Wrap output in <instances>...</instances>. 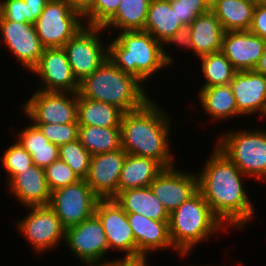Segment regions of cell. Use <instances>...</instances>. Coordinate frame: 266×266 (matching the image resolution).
Returning a JSON list of instances; mask_svg holds the SVG:
<instances>
[{"label": "cell", "mask_w": 266, "mask_h": 266, "mask_svg": "<svg viewBox=\"0 0 266 266\" xmlns=\"http://www.w3.org/2000/svg\"><path fill=\"white\" fill-rule=\"evenodd\" d=\"M65 243L64 246L80 262L105 261L108 258L106 234L95 215L80 224L66 228Z\"/></svg>", "instance_id": "obj_14"}, {"label": "cell", "mask_w": 266, "mask_h": 266, "mask_svg": "<svg viewBox=\"0 0 266 266\" xmlns=\"http://www.w3.org/2000/svg\"><path fill=\"white\" fill-rule=\"evenodd\" d=\"M192 55L197 59L222 49L224 30L216 15L211 11L198 15L190 24Z\"/></svg>", "instance_id": "obj_23"}, {"label": "cell", "mask_w": 266, "mask_h": 266, "mask_svg": "<svg viewBox=\"0 0 266 266\" xmlns=\"http://www.w3.org/2000/svg\"><path fill=\"white\" fill-rule=\"evenodd\" d=\"M0 42L28 73L36 67L44 50L34 24L26 22L0 20Z\"/></svg>", "instance_id": "obj_12"}, {"label": "cell", "mask_w": 266, "mask_h": 266, "mask_svg": "<svg viewBox=\"0 0 266 266\" xmlns=\"http://www.w3.org/2000/svg\"><path fill=\"white\" fill-rule=\"evenodd\" d=\"M124 112L118 107L81 97L77 93V121L79 125L120 127Z\"/></svg>", "instance_id": "obj_29"}, {"label": "cell", "mask_w": 266, "mask_h": 266, "mask_svg": "<svg viewBox=\"0 0 266 266\" xmlns=\"http://www.w3.org/2000/svg\"><path fill=\"white\" fill-rule=\"evenodd\" d=\"M0 20L29 23L28 4L24 0H0Z\"/></svg>", "instance_id": "obj_40"}, {"label": "cell", "mask_w": 266, "mask_h": 266, "mask_svg": "<svg viewBox=\"0 0 266 266\" xmlns=\"http://www.w3.org/2000/svg\"><path fill=\"white\" fill-rule=\"evenodd\" d=\"M20 106L32 123L66 124L77 121V93L34 90Z\"/></svg>", "instance_id": "obj_10"}, {"label": "cell", "mask_w": 266, "mask_h": 266, "mask_svg": "<svg viewBox=\"0 0 266 266\" xmlns=\"http://www.w3.org/2000/svg\"><path fill=\"white\" fill-rule=\"evenodd\" d=\"M24 217L15 222L20 236L25 237L35 254L53 251L65 242L66 228L49 206L25 207ZM62 242V243H61Z\"/></svg>", "instance_id": "obj_8"}, {"label": "cell", "mask_w": 266, "mask_h": 266, "mask_svg": "<svg viewBox=\"0 0 266 266\" xmlns=\"http://www.w3.org/2000/svg\"><path fill=\"white\" fill-rule=\"evenodd\" d=\"M126 213L142 214L157 221H169V213L150 187L121 191L115 198Z\"/></svg>", "instance_id": "obj_24"}, {"label": "cell", "mask_w": 266, "mask_h": 266, "mask_svg": "<svg viewBox=\"0 0 266 266\" xmlns=\"http://www.w3.org/2000/svg\"><path fill=\"white\" fill-rule=\"evenodd\" d=\"M112 34L115 37L112 35L108 40V59L145 86L152 76L170 68L164 59L163 45L149 32L134 30Z\"/></svg>", "instance_id": "obj_3"}, {"label": "cell", "mask_w": 266, "mask_h": 266, "mask_svg": "<svg viewBox=\"0 0 266 266\" xmlns=\"http://www.w3.org/2000/svg\"><path fill=\"white\" fill-rule=\"evenodd\" d=\"M191 34L192 30L190 25H183L180 27L173 36L163 45V55L165 62L169 66H175V62L177 61L175 59V55L171 54V51L168 50V46L170 47L173 45L174 48L176 47L177 50L184 51L185 49L188 51H192V40H191ZM167 50V51H166Z\"/></svg>", "instance_id": "obj_39"}, {"label": "cell", "mask_w": 266, "mask_h": 266, "mask_svg": "<svg viewBox=\"0 0 266 266\" xmlns=\"http://www.w3.org/2000/svg\"><path fill=\"white\" fill-rule=\"evenodd\" d=\"M73 10L83 15L93 4L94 0H65Z\"/></svg>", "instance_id": "obj_44"}, {"label": "cell", "mask_w": 266, "mask_h": 266, "mask_svg": "<svg viewBox=\"0 0 266 266\" xmlns=\"http://www.w3.org/2000/svg\"><path fill=\"white\" fill-rule=\"evenodd\" d=\"M91 156L78 139L59 146V158L66 162L80 179H85L88 175Z\"/></svg>", "instance_id": "obj_33"}, {"label": "cell", "mask_w": 266, "mask_h": 266, "mask_svg": "<svg viewBox=\"0 0 266 266\" xmlns=\"http://www.w3.org/2000/svg\"><path fill=\"white\" fill-rule=\"evenodd\" d=\"M233 129L218 134L213 145L223 152L248 179L258 182L261 180L266 184V129Z\"/></svg>", "instance_id": "obj_6"}, {"label": "cell", "mask_w": 266, "mask_h": 266, "mask_svg": "<svg viewBox=\"0 0 266 266\" xmlns=\"http://www.w3.org/2000/svg\"><path fill=\"white\" fill-rule=\"evenodd\" d=\"M38 76L37 90L78 93L79 83L73 75L63 47L44 48L36 67L30 72Z\"/></svg>", "instance_id": "obj_15"}, {"label": "cell", "mask_w": 266, "mask_h": 266, "mask_svg": "<svg viewBox=\"0 0 266 266\" xmlns=\"http://www.w3.org/2000/svg\"><path fill=\"white\" fill-rule=\"evenodd\" d=\"M33 124L39 128V130L52 144H55L57 146L70 143L78 139V122H71L66 124Z\"/></svg>", "instance_id": "obj_35"}, {"label": "cell", "mask_w": 266, "mask_h": 266, "mask_svg": "<svg viewBox=\"0 0 266 266\" xmlns=\"http://www.w3.org/2000/svg\"><path fill=\"white\" fill-rule=\"evenodd\" d=\"M197 92L198 103L205 112L204 114L211 117L212 123H222L223 121L225 123L227 120L229 122L233 118L242 116L237 110L230 84L199 88Z\"/></svg>", "instance_id": "obj_22"}, {"label": "cell", "mask_w": 266, "mask_h": 266, "mask_svg": "<svg viewBox=\"0 0 266 266\" xmlns=\"http://www.w3.org/2000/svg\"><path fill=\"white\" fill-rule=\"evenodd\" d=\"M189 266H191V265H189ZM192 266H194L193 264H192ZM196 266V265H195ZM201 266V265H200ZM206 266H215V265H210V264H206ZM216 266H218V265H216Z\"/></svg>", "instance_id": "obj_49"}, {"label": "cell", "mask_w": 266, "mask_h": 266, "mask_svg": "<svg viewBox=\"0 0 266 266\" xmlns=\"http://www.w3.org/2000/svg\"><path fill=\"white\" fill-rule=\"evenodd\" d=\"M1 159L2 168L6 172L4 178L5 182L7 181L6 184L19 172L34 165L31 154L17 140L5 148Z\"/></svg>", "instance_id": "obj_34"}, {"label": "cell", "mask_w": 266, "mask_h": 266, "mask_svg": "<svg viewBox=\"0 0 266 266\" xmlns=\"http://www.w3.org/2000/svg\"><path fill=\"white\" fill-rule=\"evenodd\" d=\"M200 61V74L202 84L200 88H208L215 85L230 84L234 78L237 70L233 67L232 63L220 51L211 53L198 58Z\"/></svg>", "instance_id": "obj_32"}, {"label": "cell", "mask_w": 266, "mask_h": 266, "mask_svg": "<svg viewBox=\"0 0 266 266\" xmlns=\"http://www.w3.org/2000/svg\"><path fill=\"white\" fill-rule=\"evenodd\" d=\"M151 0H121L116 13L102 26L112 32L144 30ZM111 29V30H110ZM114 29V31H113Z\"/></svg>", "instance_id": "obj_30"}, {"label": "cell", "mask_w": 266, "mask_h": 266, "mask_svg": "<svg viewBox=\"0 0 266 266\" xmlns=\"http://www.w3.org/2000/svg\"><path fill=\"white\" fill-rule=\"evenodd\" d=\"M50 0H24L28 4L29 23L34 24Z\"/></svg>", "instance_id": "obj_43"}, {"label": "cell", "mask_w": 266, "mask_h": 266, "mask_svg": "<svg viewBox=\"0 0 266 266\" xmlns=\"http://www.w3.org/2000/svg\"><path fill=\"white\" fill-rule=\"evenodd\" d=\"M266 48V40L248 31L224 32L221 52L237 71L254 70Z\"/></svg>", "instance_id": "obj_19"}, {"label": "cell", "mask_w": 266, "mask_h": 266, "mask_svg": "<svg viewBox=\"0 0 266 266\" xmlns=\"http://www.w3.org/2000/svg\"><path fill=\"white\" fill-rule=\"evenodd\" d=\"M127 219L136 242V257H151L149 253L170 249L175 250L179 257L182 256L171 243L169 221H157L137 213H127Z\"/></svg>", "instance_id": "obj_20"}, {"label": "cell", "mask_w": 266, "mask_h": 266, "mask_svg": "<svg viewBox=\"0 0 266 266\" xmlns=\"http://www.w3.org/2000/svg\"><path fill=\"white\" fill-rule=\"evenodd\" d=\"M255 5L249 0H215L210 10L216 15L224 32L248 31Z\"/></svg>", "instance_id": "obj_27"}, {"label": "cell", "mask_w": 266, "mask_h": 266, "mask_svg": "<svg viewBox=\"0 0 266 266\" xmlns=\"http://www.w3.org/2000/svg\"><path fill=\"white\" fill-rule=\"evenodd\" d=\"M210 151L197 172L198 190L226 232L228 228L243 231L256 218L255 204L243 184L248 177L215 145Z\"/></svg>", "instance_id": "obj_1"}, {"label": "cell", "mask_w": 266, "mask_h": 266, "mask_svg": "<svg viewBox=\"0 0 266 266\" xmlns=\"http://www.w3.org/2000/svg\"><path fill=\"white\" fill-rule=\"evenodd\" d=\"M7 185L8 194L21 206H49L51 190L44 169L35 164L15 175Z\"/></svg>", "instance_id": "obj_21"}, {"label": "cell", "mask_w": 266, "mask_h": 266, "mask_svg": "<svg viewBox=\"0 0 266 266\" xmlns=\"http://www.w3.org/2000/svg\"><path fill=\"white\" fill-rule=\"evenodd\" d=\"M121 0H94L82 15L85 25L103 26L118 10Z\"/></svg>", "instance_id": "obj_37"}, {"label": "cell", "mask_w": 266, "mask_h": 266, "mask_svg": "<svg viewBox=\"0 0 266 266\" xmlns=\"http://www.w3.org/2000/svg\"><path fill=\"white\" fill-rule=\"evenodd\" d=\"M147 87L135 76L124 73L106 59L79 83L78 94L83 98L114 105L126 113L142 108L152 99Z\"/></svg>", "instance_id": "obj_4"}, {"label": "cell", "mask_w": 266, "mask_h": 266, "mask_svg": "<svg viewBox=\"0 0 266 266\" xmlns=\"http://www.w3.org/2000/svg\"><path fill=\"white\" fill-rule=\"evenodd\" d=\"M127 152H114L91 156L87 184L99 199H114L118 195V182Z\"/></svg>", "instance_id": "obj_17"}, {"label": "cell", "mask_w": 266, "mask_h": 266, "mask_svg": "<svg viewBox=\"0 0 266 266\" xmlns=\"http://www.w3.org/2000/svg\"><path fill=\"white\" fill-rule=\"evenodd\" d=\"M44 172L51 192L80 180V177L60 158L48 165Z\"/></svg>", "instance_id": "obj_36"}, {"label": "cell", "mask_w": 266, "mask_h": 266, "mask_svg": "<svg viewBox=\"0 0 266 266\" xmlns=\"http://www.w3.org/2000/svg\"><path fill=\"white\" fill-rule=\"evenodd\" d=\"M99 198L85 179L51 192L49 207L65 228L80 224L94 215Z\"/></svg>", "instance_id": "obj_11"}, {"label": "cell", "mask_w": 266, "mask_h": 266, "mask_svg": "<svg viewBox=\"0 0 266 266\" xmlns=\"http://www.w3.org/2000/svg\"><path fill=\"white\" fill-rule=\"evenodd\" d=\"M78 140L91 155L114 152L121 149V128L79 125Z\"/></svg>", "instance_id": "obj_31"}, {"label": "cell", "mask_w": 266, "mask_h": 266, "mask_svg": "<svg viewBox=\"0 0 266 266\" xmlns=\"http://www.w3.org/2000/svg\"><path fill=\"white\" fill-rule=\"evenodd\" d=\"M170 4L182 25H190L198 15L211 9L206 0H170Z\"/></svg>", "instance_id": "obj_38"}, {"label": "cell", "mask_w": 266, "mask_h": 266, "mask_svg": "<svg viewBox=\"0 0 266 266\" xmlns=\"http://www.w3.org/2000/svg\"><path fill=\"white\" fill-rule=\"evenodd\" d=\"M44 48L64 45L85 26L83 16L65 0H50L34 23Z\"/></svg>", "instance_id": "obj_9"}, {"label": "cell", "mask_w": 266, "mask_h": 266, "mask_svg": "<svg viewBox=\"0 0 266 266\" xmlns=\"http://www.w3.org/2000/svg\"><path fill=\"white\" fill-rule=\"evenodd\" d=\"M168 226L171 243L181 258H189L196 246L227 230L199 190L169 214Z\"/></svg>", "instance_id": "obj_5"}, {"label": "cell", "mask_w": 266, "mask_h": 266, "mask_svg": "<svg viewBox=\"0 0 266 266\" xmlns=\"http://www.w3.org/2000/svg\"><path fill=\"white\" fill-rule=\"evenodd\" d=\"M81 263L86 266H112V260L109 258L105 261L80 262V264Z\"/></svg>", "instance_id": "obj_46"}, {"label": "cell", "mask_w": 266, "mask_h": 266, "mask_svg": "<svg viewBox=\"0 0 266 266\" xmlns=\"http://www.w3.org/2000/svg\"><path fill=\"white\" fill-rule=\"evenodd\" d=\"M210 5L215 1V0H206Z\"/></svg>", "instance_id": "obj_48"}, {"label": "cell", "mask_w": 266, "mask_h": 266, "mask_svg": "<svg viewBox=\"0 0 266 266\" xmlns=\"http://www.w3.org/2000/svg\"><path fill=\"white\" fill-rule=\"evenodd\" d=\"M149 187L170 214L198 191L197 171L164 168Z\"/></svg>", "instance_id": "obj_16"}, {"label": "cell", "mask_w": 266, "mask_h": 266, "mask_svg": "<svg viewBox=\"0 0 266 266\" xmlns=\"http://www.w3.org/2000/svg\"><path fill=\"white\" fill-rule=\"evenodd\" d=\"M102 26L85 25L65 45L68 62L78 83L92 74L108 59V39ZM106 42V43H105Z\"/></svg>", "instance_id": "obj_7"}, {"label": "cell", "mask_w": 266, "mask_h": 266, "mask_svg": "<svg viewBox=\"0 0 266 266\" xmlns=\"http://www.w3.org/2000/svg\"><path fill=\"white\" fill-rule=\"evenodd\" d=\"M147 256L138 257H118L112 259V266H149Z\"/></svg>", "instance_id": "obj_42"}, {"label": "cell", "mask_w": 266, "mask_h": 266, "mask_svg": "<svg viewBox=\"0 0 266 266\" xmlns=\"http://www.w3.org/2000/svg\"><path fill=\"white\" fill-rule=\"evenodd\" d=\"M230 86L238 112L243 117L266 118V76L254 70L237 71Z\"/></svg>", "instance_id": "obj_18"}, {"label": "cell", "mask_w": 266, "mask_h": 266, "mask_svg": "<svg viewBox=\"0 0 266 266\" xmlns=\"http://www.w3.org/2000/svg\"><path fill=\"white\" fill-rule=\"evenodd\" d=\"M255 4L259 5V4H266V0H255Z\"/></svg>", "instance_id": "obj_47"}, {"label": "cell", "mask_w": 266, "mask_h": 266, "mask_svg": "<svg viewBox=\"0 0 266 266\" xmlns=\"http://www.w3.org/2000/svg\"><path fill=\"white\" fill-rule=\"evenodd\" d=\"M163 169L156 160L127 153L118 182V194L131 188L149 187Z\"/></svg>", "instance_id": "obj_25"}, {"label": "cell", "mask_w": 266, "mask_h": 266, "mask_svg": "<svg viewBox=\"0 0 266 266\" xmlns=\"http://www.w3.org/2000/svg\"><path fill=\"white\" fill-rule=\"evenodd\" d=\"M94 215L106 234L109 252L121 251L119 257H136V242L127 219V213L115 199H99Z\"/></svg>", "instance_id": "obj_13"}, {"label": "cell", "mask_w": 266, "mask_h": 266, "mask_svg": "<svg viewBox=\"0 0 266 266\" xmlns=\"http://www.w3.org/2000/svg\"><path fill=\"white\" fill-rule=\"evenodd\" d=\"M182 26L170 0H151L143 31L164 45Z\"/></svg>", "instance_id": "obj_28"}, {"label": "cell", "mask_w": 266, "mask_h": 266, "mask_svg": "<svg viewBox=\"0 0 266 266\" xmlns=\"http://www.w3.org/2000/svg\"><path fill=\"white\" fill-rule=\"evenodd\" d=\"M13 129L11 133L17 134L15 139L31 154L33 163L39 168L45 169L59 159V146L52 144L32 122L17 132Z\"/></svg>", "instance_id": "obj_26"}, {"label": "cell", "mask_w": 266, "mask_h": 266, "mask_svg": "<svg viewBox=\"0 0 266 266\" xmlns=\"http://www.w3.org/2000/svg\"><path fill=\"white\" fill-rule=\"evenodd\" d=\"M255 72L266 76V48L261 56L257 66L254 69Z\"/></svg>", "instance_id": "obj_45"}, {"label": "cell", "mask_w": 266, "mask_h": 266, "mask_svg": "<svg viewBox=\"0 0 266 266\" xmlns=\"http://www.w3.org/2000/svg\"><path fill=\"white\" fill-rule=\"evenodd\" d=\"M165 110L156 99H150L142 108L124 113L121 148L128 154L156 160L163 168L174 166L177 159L169 138L174 124L168 114L171 112Z\"/></svg>", "instance_id": "obj_2"}, {"label": "cell", "mask_w": 266, "mask_h": 266, "mask_svg": "<svg viewBox=\"0 0 266 266\" xmlns=\"http://www.w3.org/2000/svg\"><path fill=\"white\" fill-rule=\"evenodd\" d=\"M249 31L266 40V4L255 5Z\"/></svg>", "instance_id": "obj_41"}]
</instances>
